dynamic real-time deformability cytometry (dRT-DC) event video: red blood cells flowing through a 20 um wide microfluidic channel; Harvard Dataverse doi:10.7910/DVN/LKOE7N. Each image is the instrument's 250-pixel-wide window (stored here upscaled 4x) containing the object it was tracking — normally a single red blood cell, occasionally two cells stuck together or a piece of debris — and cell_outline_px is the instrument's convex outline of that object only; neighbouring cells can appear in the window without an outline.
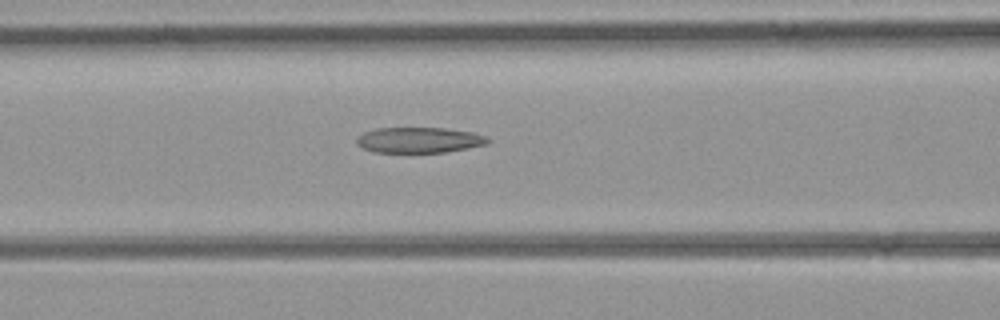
{"species": "common noctule bat (a hibernating species)", "species_latin": "Nyctalus noctula", "temperature_condition": "room temperature", "stored_images_in_passage": 37, "camera_frame_rate_fps": 3000, "um_per_image_px": 0.085, "animal": {"sex": "female", "body_mass_g": 21.9}, "frame": {"image": 1, "passage_image": 17, "time_ms": 5.333, "image_size_px": [1000, 320], "cell_outline_px": [[492, 140], [488, 144], [468, 148], [444, 152], [372, 152], [356, 144], [356, 136], [364, 132], [376, 128], [444, 128], [472, 132], [484, 136]], "centroid_in_image_um": [35.61, 11.9], "position_along_channel_um": 131.0, "area_um2": 19.59}}
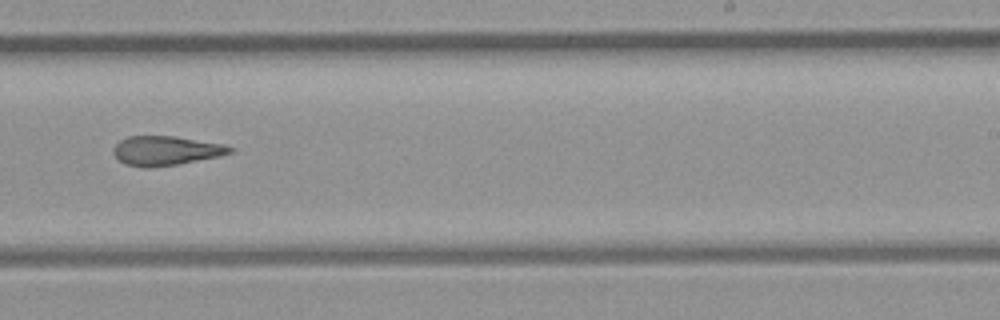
{"frame": {"image": 2, "passage_image": 26, "time_ms": 8.333, "image_size_px": [1000, 320], "cell_outline_px": [[236, 148], [232, 152], [220, 156], [180, 164], [152, 168], [144, 168], [124, 164], [112, 152], [112, 148], [120, 140], [128, 136], [172, 136], [224, 144]], "centroid_in_image_um": [14.1, 12.82], "position_along_channel_um": 274.9, "area_um2": 20.11}}
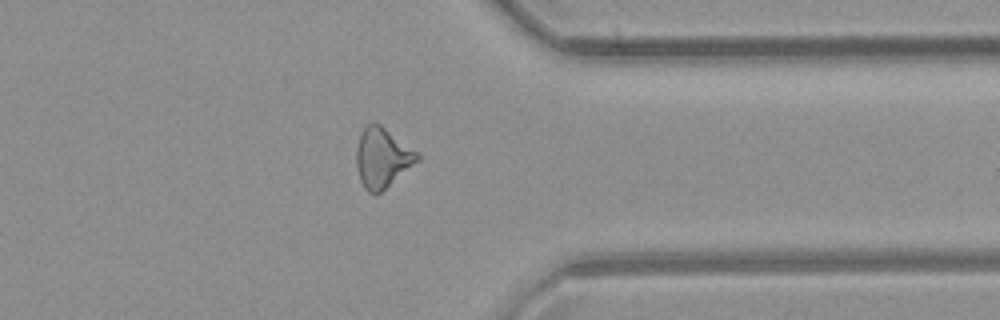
{"frame": {"image": 3, "passage_image": 33, "time_ms": 10.667, "image_size_px": [1000, 320], "cell_outline_px": [[420, 160], [376, 196], [368, 192], [364, 188], [360, 180], [356, 168], [356, 148], [360, 132], [368, 124], [380, 124], [416, 152], [420, 156]], "centroid_in_image_um": [32.46, 13.45], "position_along_channel_um": 378.9, "area_um2": 21.1}}